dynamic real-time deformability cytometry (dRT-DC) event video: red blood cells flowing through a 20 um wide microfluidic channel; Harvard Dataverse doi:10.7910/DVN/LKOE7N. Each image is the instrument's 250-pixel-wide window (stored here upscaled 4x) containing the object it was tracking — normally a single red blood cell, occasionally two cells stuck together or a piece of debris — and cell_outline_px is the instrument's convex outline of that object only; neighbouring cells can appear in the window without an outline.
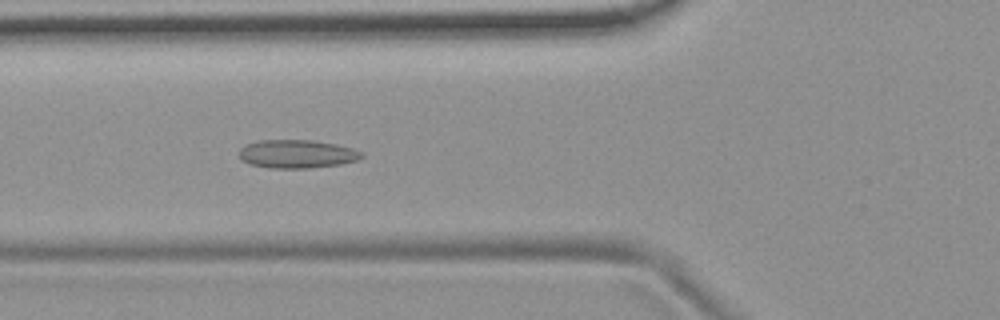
{"species": "common noctule bat (a hibernating species)", "species_latin": "Nyctalus noctula", "temperature_condition": "room temperature", "stored_images_in_passage": 46, "camera_frame_rate_fps": 3000, "um_per_image_px": 0.085, "animal": {"sex": "female", "body_mass_g": 19.9}, "frame": {"image": 1, "passage_image": 12, "time_ms": 3.667, "image_size_px": [1000, 320], "cell_outline_px": [[364, 156], [356, 160], [340, 164], [308, 168], [268, 168], [248, 164], [240, 160], [240, 148], [244, 144], [256, 140], [312, 140], [336, 144], [352, 148], [364, 152]], "centroid_in_image_um": [25.2, 13.08], "position_along_channel_um": 100.6, "area_um2": 20.46}}
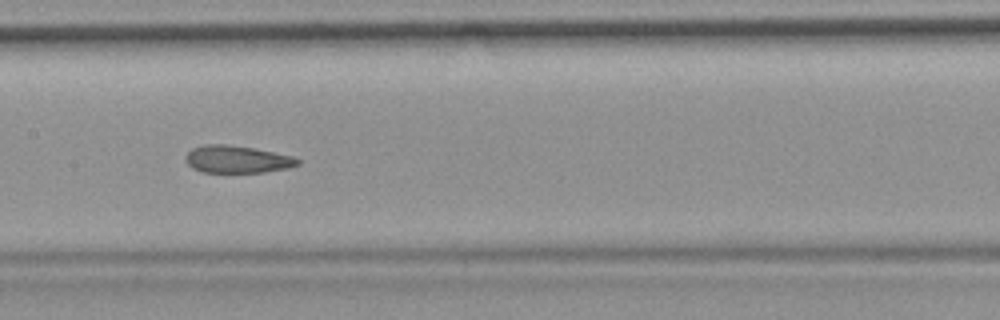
{"frame": {"image": 2, "passage_image": 19, "time_ms": 6.0, "image_size_px": [1000, 320], "cell_outline_px": [[300, 164], [288, 168], [264, 172], [204, 172], [192, 168], [184, 160], [184, 156], [192, 148], [204, 144], [228, 144], [256, 148], [296, 156], [300, 160]], "centroid_in_image_um": [20.17, 13.52], "position_along_channel_um": 187.2, "area_um2": 18.21}}
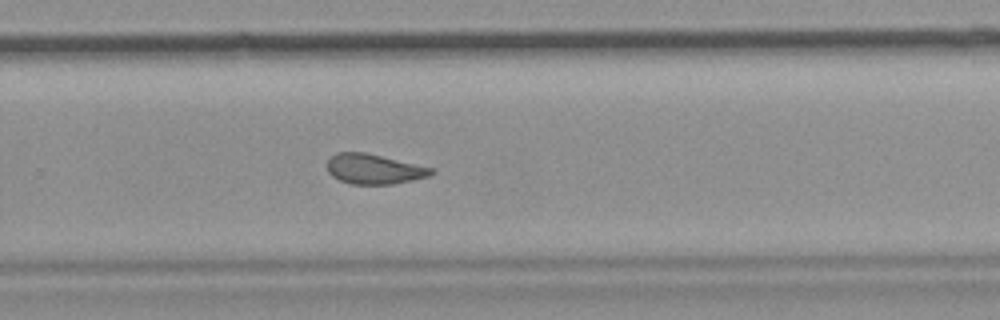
{"frame": {"image": 3, "passage_image": 28, "time_ms": 9.0, "image_size_px": [1000, 320], "cell_outline_px": [[436, 172], [432, 176], [392, 184], [352, 184], [340, 180], [332, 176], [328, 172], [328, 156], [336, 152], [364, 152], [432, 168]], "centroid_in_image_um": [31.78, 14.37], "position_along_channel_um": 298.0, "area_um2": 18.15}, "authors_computed_cell_mechanics": {"area_um2": 19.2474, "velocity_mm_per_s": 3.7137, "shape_relaxation_time_tau1_ms": null, "shape_relaxation_time_tau2_ms": 2.7679, "deformation_change_tau1": null, "deformation_change_tau2": 0.1001}}